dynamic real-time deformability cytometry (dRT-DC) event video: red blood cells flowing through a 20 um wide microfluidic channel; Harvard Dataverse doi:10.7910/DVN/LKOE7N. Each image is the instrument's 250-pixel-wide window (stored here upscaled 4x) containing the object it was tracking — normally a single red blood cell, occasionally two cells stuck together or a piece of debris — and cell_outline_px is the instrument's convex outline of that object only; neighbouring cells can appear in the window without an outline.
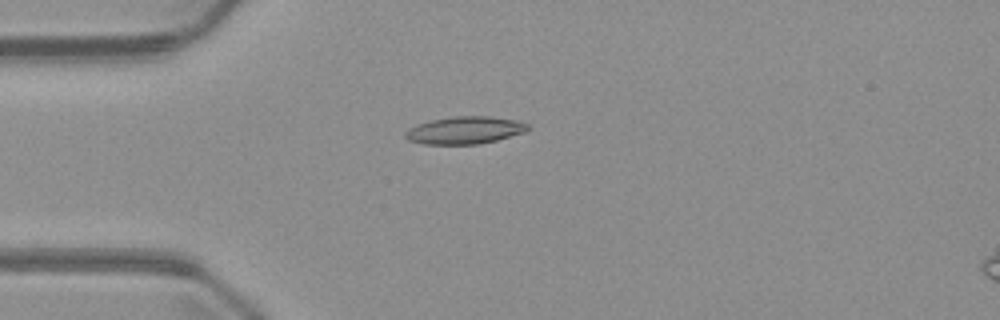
{"species": "common noctule bat (a hibernating species)", "species_latin": "Nyctalus noctula", "temperature_condition": "warm", "stored_images_in_passage": 5, "camera_frame_rate_fps": 3000, "um_per_image_px": 0.085, "animal": {"sex": "male", "body_mass_g": 23.1, "forearm_length_mm": 52.7}, "frame": {"image": 1, "passage_image": 5, "time_ms": 4.667, "image_size_px": [1000, 320], "cell_outline_px": [[528, 128], [524, 132], [496, 140], [480, 144], [424, 144], [408, 140], [404, 136], [404, 132], [408, 128], [416, 124], [432, 120], [456, 116], [488, 116], [516, 120], [528, 124]], "centroid_in_image_um": [39.46, 11.07], "position_along_channel_um": 45.5, "area_um2": 19.48}}